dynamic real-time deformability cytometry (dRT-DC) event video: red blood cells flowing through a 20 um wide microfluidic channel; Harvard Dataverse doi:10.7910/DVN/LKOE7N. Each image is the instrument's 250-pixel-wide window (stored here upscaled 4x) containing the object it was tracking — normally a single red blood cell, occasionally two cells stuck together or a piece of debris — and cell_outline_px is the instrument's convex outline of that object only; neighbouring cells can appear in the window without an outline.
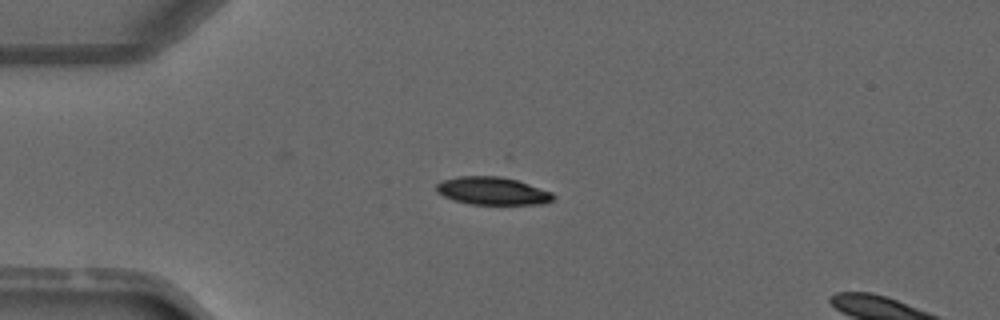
{"species": "common noctule bat (a hibernating species)", "species_latin": "Nyctalus noctula", "temperature_condition": "warm", "stored_images_in_passage": 2, "segment_of_instrument_passage": [1, 2], "camera_frame_rate_fps": 3000, "um_per_image_px": 0.085, "animal": {"sex": "male", "forearm_length_mm": 52.5}, "frame": {"image": 1, "passage_image": 1, "time_ms": 0.0, "image_size_px": [1000, 320], "cell_outline_px": [[556, 196], [552, 200], [544, 204], [472, 204], [456, 200], [444, 196], [436, 192], [436, 184], [444, 180], [460, 176], [500, 176], [516, 180], [552, 192]], "centroid_in_image_um": [41.87, 16.23], "position_along_channel_um": 43.1, "area_um2": 18.73}}